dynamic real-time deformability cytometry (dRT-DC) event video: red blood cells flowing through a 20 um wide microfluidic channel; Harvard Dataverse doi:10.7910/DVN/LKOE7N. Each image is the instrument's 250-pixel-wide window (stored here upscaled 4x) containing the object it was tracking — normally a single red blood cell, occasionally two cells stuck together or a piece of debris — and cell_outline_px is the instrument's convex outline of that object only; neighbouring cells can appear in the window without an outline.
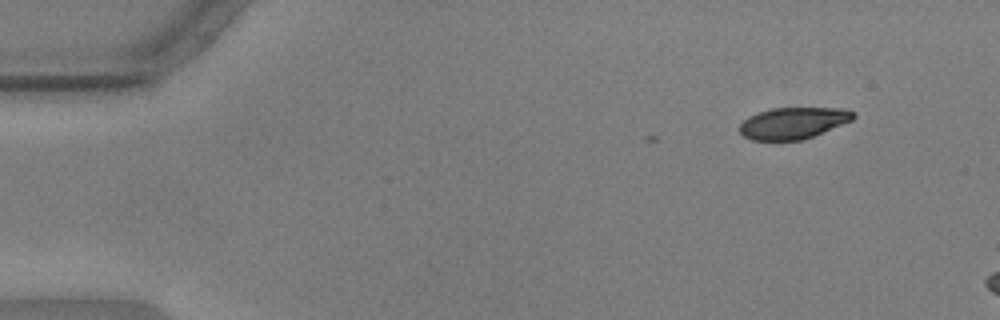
{"species": "common noctule bat (a hibernating species)", "species_latin": "Nyctalus noctula", "temperature_condition": "warm", "stored_images_in_passage": 7, "camera_frame_rate_fps": 3000, "um_per_image_px": 0.085, "animal": {"sex": "male", "body_mass_g": 17.9, "forearm_length_mm": 54.2}, "frame": {"image": 1, "passage_image": 1, "time_ms": 0.0, "image_size_px": [1000, 320], "cell_outline_px": [[856, 116], [852, 120], [812, 136], [800, 140], [752, 140], [744, 136], [736, 128], [748, 116], [772, 108], [844, 108], [856, 112]], "centroid_in_image_um": [67.4, 10.45], "position_along_channel_um": 17.6, "area_um2": 20.81}}